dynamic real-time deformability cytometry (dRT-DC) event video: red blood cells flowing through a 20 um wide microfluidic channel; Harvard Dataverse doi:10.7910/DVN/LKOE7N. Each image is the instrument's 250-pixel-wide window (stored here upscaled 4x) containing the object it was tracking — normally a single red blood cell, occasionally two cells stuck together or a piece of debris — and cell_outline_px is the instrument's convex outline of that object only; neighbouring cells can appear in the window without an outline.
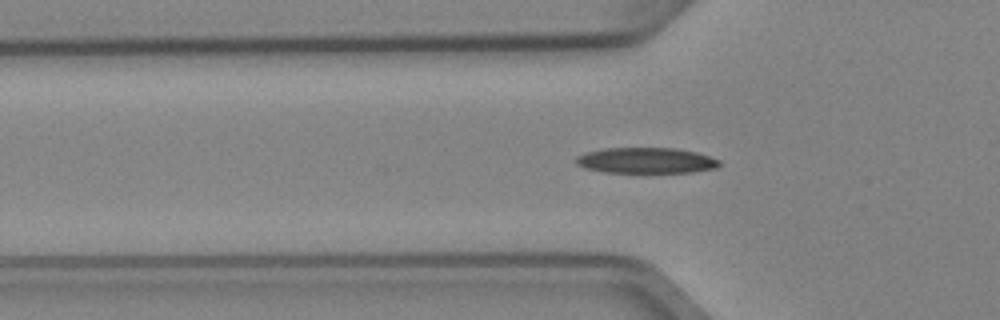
{"species": "Egyptian fruit bat (a non-hibernating species)", "species_latin": "Rousettus aegyptiacus", "temperature_condition": "cold", "stored_images_in_passage": 39, "camera_frame_rate_fps": 3000, "um_per_image_px": 0.085, "animal": {"sex": "female"}, "frame": {"image": 1, "passage_image": 4, "time_ms": 1.0, "image_size_px": [1000, 320], "cell_outline_px": [[720, 164], [716, 168], [692, 172], [604, 172], [584, 168], [576, 164], [576, 156], [588, 152], [604, 148], [672, 148], [696, 152], [720, 160]], "centroid_in_image_um": [54.9, 13.64], "position_along_channel_um": 70.9, "area_um2": 21.33}}
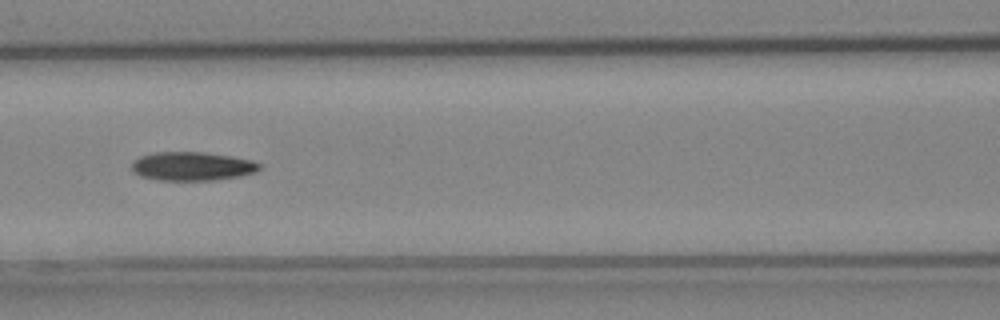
{"frame": {"image": 2, "passage_image": 10, "time_ms": 3.0, "image_size_px": [1000, 320], "cell_outline_px": [[260, 168], [256, 172], [240, 176], [216, 180], [160, 180], [140, 176], [132, 172], [132, 164], [140, 156], [156, 152], [204, 152], [232, 156], [252, 160], [260, 164]], "centroid_in_image_um": [16.35, 14.13], "position_along_channel_um": 150.3, "area_um2": 21.39}}
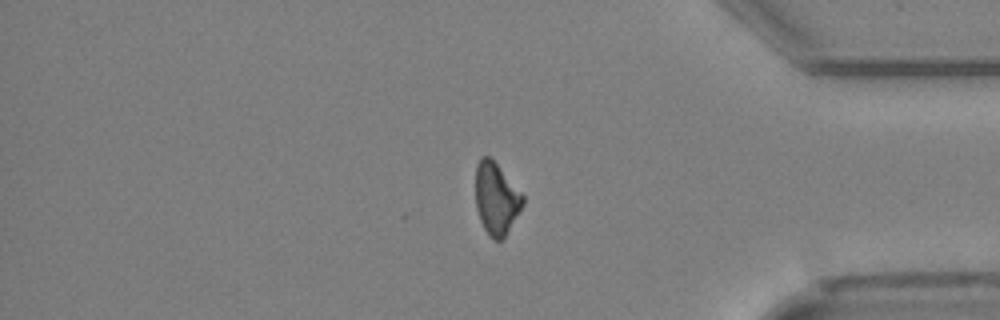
{"frame": {"image": 3, "passage_image": 30, "time_ms": 9.667, "image_size_px": [1000, 320], "cell_outline_px": [[524, 204], [504, 236], [500, 240], [492, 240], [484, 228], [480, 220], [476, 208], [476, 164], [480, 156], [488, 156], [496, 164], [524, 196]], "centroid_in_image_um": [42.16, 16.88], "position_along_channel_um": 393.0, "area_um2": 19.42}, "authors_computed_cell_mechanics": {"area_um2": 20.8658, "velocity_mm_per_s": 3.9807, "shape_relaxation_time_tau1_ms": 6.1584, "shape_relaxation_time_tau2_ms": null, "deformation_change_tau1": 0.1587, "deformation_change_tau2": null}}